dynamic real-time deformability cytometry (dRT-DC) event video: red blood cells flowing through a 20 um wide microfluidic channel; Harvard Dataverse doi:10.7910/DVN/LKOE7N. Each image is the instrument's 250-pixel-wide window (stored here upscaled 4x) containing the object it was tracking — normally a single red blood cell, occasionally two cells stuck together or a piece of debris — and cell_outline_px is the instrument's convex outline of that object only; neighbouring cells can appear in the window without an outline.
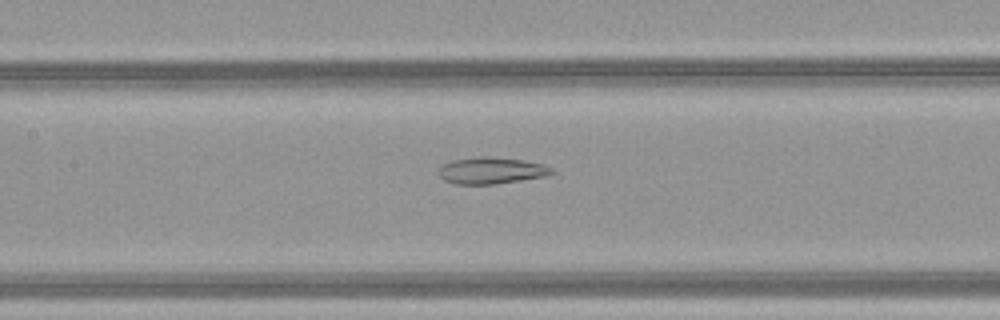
{"species": "common noctule bat (a hibernating species)", "species_latin": "Nyctalus noctula", "temperature_condition": "warm", "stored_images_in_passage": 51, "camera_frame_rate_fps": 3000, "um_per_image_px": 0.085, "animal": {"sex": "female", "body_mass_g": 21.9}, "frame": {"image": 1, "passage_image": 25, "time_ms": 8.0, "image_size_px": [1000, 320], "cell_outline_px": [[556, 172], [544, 176], [496, 184], [452, 184], [444, 180], [436, 172], [444, 164], [452, 160], [480, 156], [484, 156], [524, 160], [544, 164], [552, 168]], "centroid_in_image_um": [41.75, 14.5], "position_along_channel_um": 165.7, "area_um2": 17.57}}
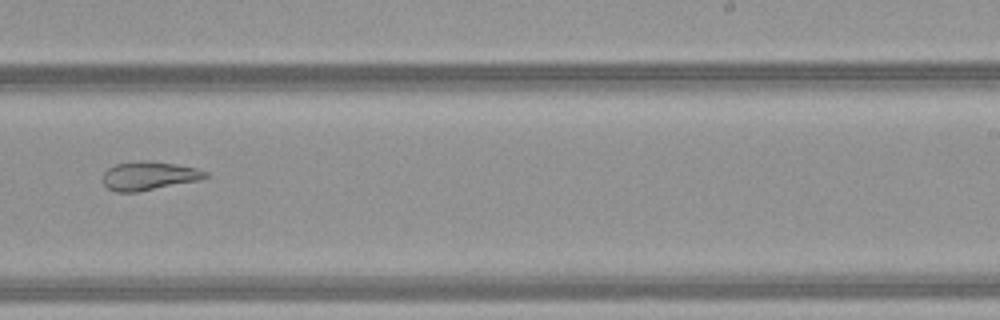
{"frame": {"image": 2, "passage_image": 33, "time_ms": 10.667, "image_size_px": [1000, 320], "cell_outline_px": [[208, 176], [200, 180], [136, 192], [116, 192], [108, 188], [104, 184], [104, 172], [108, 168], [116, 164], [140, 160], [148, 160], [176, 164], [196, 168], [208, 172]], "centroid_in_image_um": [12.67, 14.93], "position_along_channel_um": 276.3, "area_um2": 17.05}}
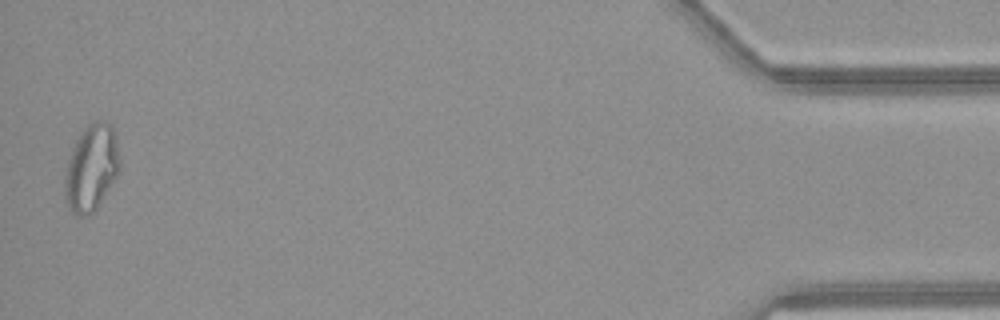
{"frame": {"image": 3, "passage_image": 50, "time_ms": 16.333, "image_size_px": [1000, 320], "cell_outline_px": [[120, 168], [96, 212], [88, 216], [76, 216], [68, 208], [64, 200], [64, 180], [68, 160], [72, 148], [80, 132], [88, 124], [96, 120], [108, 120], [112, 124], [116, 132], [120, 160]], "centroid_in_image_um": [7.77, 14.27], "position_along_channel_um": 427.4, "area_um2": 28.44}, "authors_computed_cell_mechanics": {"area_um2": 24.565, "velocity_mm_per_s": 4.1643, "shape_relaxation_time_tau1_ms": null, "shape_relaxation_time_tau2_ms": 4.4315, "deformation_change_tau1": null, "deformation_change_tau2": 0.1287}}